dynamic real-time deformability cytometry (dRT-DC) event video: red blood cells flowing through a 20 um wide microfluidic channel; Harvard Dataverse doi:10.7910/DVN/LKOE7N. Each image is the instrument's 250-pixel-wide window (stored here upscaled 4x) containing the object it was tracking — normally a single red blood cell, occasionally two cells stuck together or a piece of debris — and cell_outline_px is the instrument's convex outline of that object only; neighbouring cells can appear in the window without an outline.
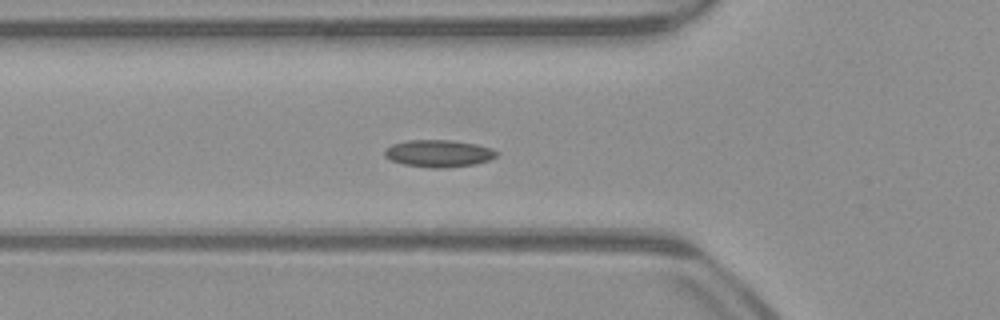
{"species": "common noctule bat (a hibernating species)", "species_latin": "Nyctalus noctula", "temperature_condition": "warm", "stored_images_in_passage": 41, "camera_frame_rate_fps": 3000, "um_per_image_px": 0.085, "animal": {"sex": "male", "body_mass_g": 23.1, "forearm_length_mm": 52.7}, "frame": {"image": 1, "passage_image": 6, "time_ms": 1.667, "image_size_px": [1000, 320], "cell_outline_px": [[500, 152], [496, 156], [488, 160], [476, 164], [444, 168], [432, 168], [404, 164], [392, 160], [384, 156], [384, 152], [392, 144], [408, 140], [448, 140], [476, 144], [492, 148]], "centroid_in_image_um": [37.31, 13.04], "position_along_channel_um": 88.5, "area_um2": 17.63}}
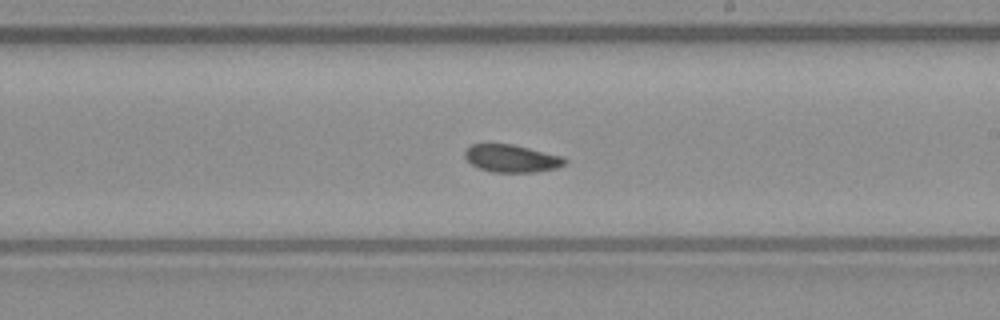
{"frame": {"image": 2, "passage_image": 18, "time_ms": 5.667, "image_size_px": [1000, 320], "cell_outline_px": [[568, 160], [564, 164], [556, 168], [536, 172], [492, 172], [480, 168], [472, 164], [464, 156], [464, 152], [472, 144], [512, 144], [564, 156]], "centroid_in_image_um": [43.52, 13.46], "position_along_channel_um": 245.5, "area_um2": 16.01}}
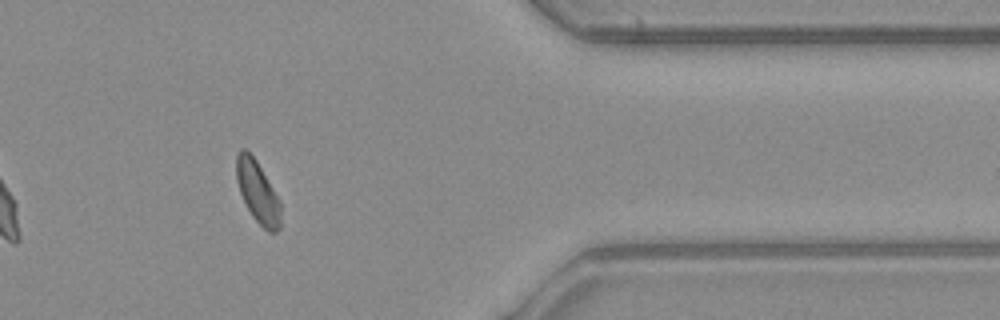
{"frame": {"image": 3, "passage_image": 31, "time_ms": 10.0, "image_size_px": [1000, 320], "cell_outline_px": [[280, 228], [276, 232], [268, 232], [252, 216], [240, 192], [236, 180], [236, 156], [240, 148], [244, 148], [256, 160], [280, 200]], "centroid_in_image_um": [21.89, 16.31], "position_along_channel_um": 389.5, "area_um2": 15.78}, "authors_computed_cell_mechanics": {"area_um2": 16.473, "velocity_mm_per_s": 3.9133, "shape_relaxation_time_tau1_ms": null, "shape_relaxation_time_tau2_ms": 3.0194, "deformation_change_tau1": null, "deformation_change_tau2": 0.0745}}